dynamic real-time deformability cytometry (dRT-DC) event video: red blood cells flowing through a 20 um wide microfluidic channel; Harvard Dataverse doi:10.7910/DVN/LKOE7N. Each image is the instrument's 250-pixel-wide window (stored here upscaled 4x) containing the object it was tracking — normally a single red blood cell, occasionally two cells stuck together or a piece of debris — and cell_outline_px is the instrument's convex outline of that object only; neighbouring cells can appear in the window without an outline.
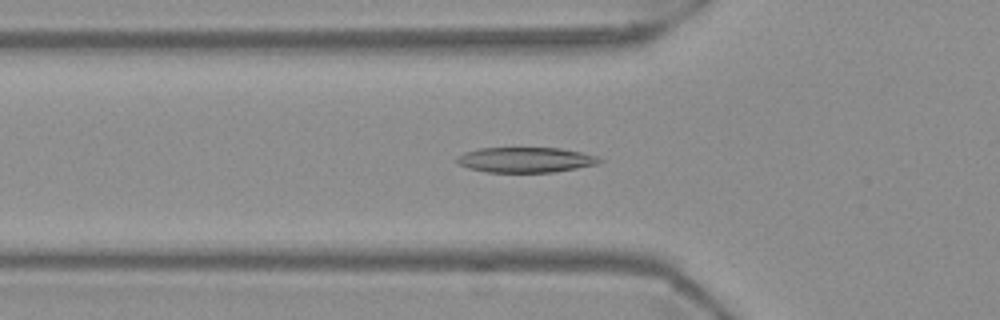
{"species": "Egyptian fruit bat (a non-hibernating species)", "species_latin": "Rousettus aegyptiacus", "temperature_condition": "warm", "stored_images_in_passage": 55, "segment_of_instrument_passage": [1, 2], "camera_frame_rate_fps": 3000, "um_per_image_px": 0.085, "frame": {"image": 1, "passage_image": 18, "time_ms": 5.667, "image_size_px": [1000, 320], "cell_outline_px": [[604, 160], [600, 164], [552, 172], [488, 172], [468, 168], [460, 164], [456, 160], [456, 156], [464, 152], [480, 148], [560, 148], [600, 156]], "centroid_in_image_um": [44.71, 13.58], "position_along_channel_um": 81.1, "area_um2": 21.04}}
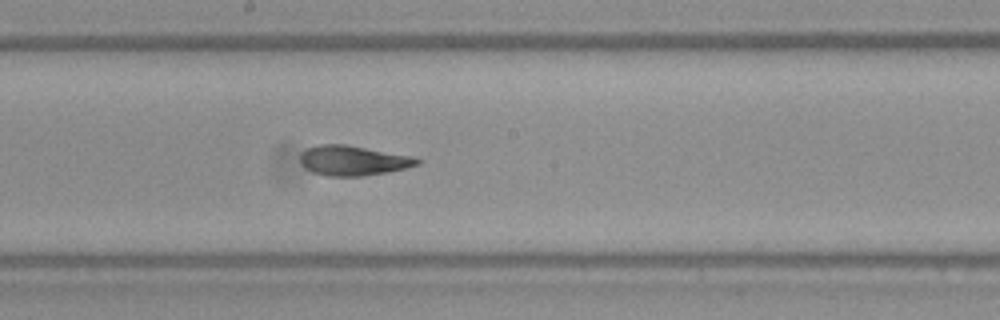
{"frame": {"image": 2, "passage_image": 29, "time_ms": 9.333, "image_size_px": [1000, 320], "cell_outline_px": [[420, 164], [388, 172], [364, 176], [328, 176], [312, 172], [300, 160], [300, 156], [308, 148], [320, 144], [344, 144], [412, 156], [420, 160]], "centroid_in_image_um": [30.04, 13.65], "position_along_channel_um": 218.2, "area_um2": 20.06}}
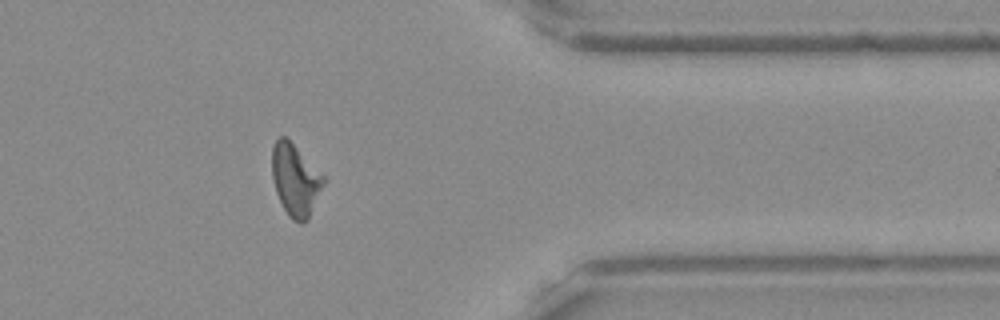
{"frame": {"image": 3, "passage_image": 44, "time_ms": 14.333, "image_size_px": [1000, 320], "cell_outline_px": [[324, 184], [308, 220], [304, 224], [300, 224], [292, 220], [288, 216], [276, 192], [272, 176], [272, 148], [276, 140], [280, 136], [284, 136], [324, 176]], "centroid_in_image_um": [25.09, 15.35], "position_along_channel_um": 386.3, "area_um2": 21.21}}